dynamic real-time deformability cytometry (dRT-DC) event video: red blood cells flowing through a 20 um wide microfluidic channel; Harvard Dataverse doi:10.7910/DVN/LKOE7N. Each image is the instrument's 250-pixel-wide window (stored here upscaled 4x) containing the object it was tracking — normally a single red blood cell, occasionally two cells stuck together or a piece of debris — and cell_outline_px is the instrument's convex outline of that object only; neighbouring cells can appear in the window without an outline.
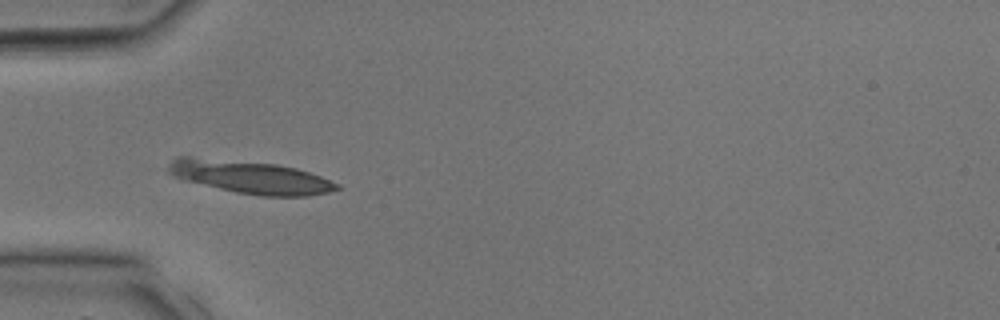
{"species": "common noctule bat (a hibernating species)", "species_latin": "Nyctalus noctula", "temperature_condition": "room temperature", "stored_images_in_passage": 23, "camera_frame_rate_fps": 3000, "um_per_image_px": 0.085, "animal": {"sex": "male", "body_mass_g": 17.9, "forearm_length_mm": 54.2}, "frame": {"image": 1, "passage_image": 1, "time_ms": 0.0, "image_size_px": [1000, 320], "cell_outline_px": [[340, 188], [328, 192], [308, 196], [260, 196], [236, 192], [184, 180], [172, 176], [168, 172], [168, 168], [172, 160], [176, 156], [188, 156], [276, 164], [296, 168], [320, 176], [340, 184]], "centroid_in_image_um": [21.26, 15.05], "position_along_channel_um": 63.7, "area_um2": 32.08}}
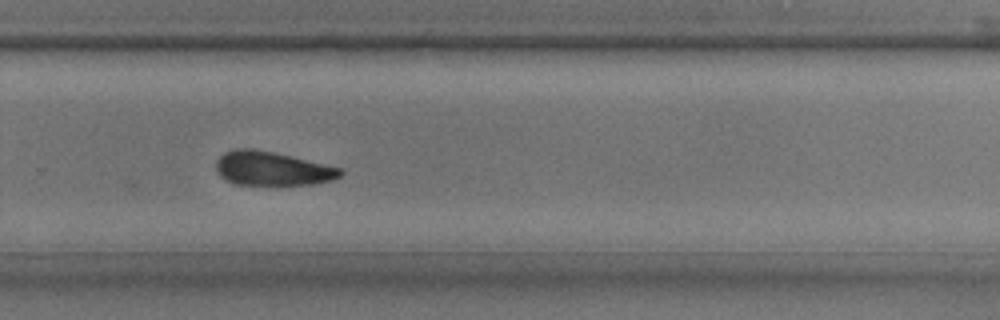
{"frame": {"image": 2, "passage_image": 13, "time_ms": 4.0, "image_size_px": [1000, 320], "cell_outline_px": [[344, 172], [340, 176], [332, 180], [312, 184], [236, 184], [224, 180], [220, 176], [216, 168], [216, 160], [224, 152], [236, 148], [252, 148], [272, 152], [340, 168]], "centroid_in_image_um": [23.08, 14.32], "position_along_channel_um": 306.7, "area_um2": 24.22}}
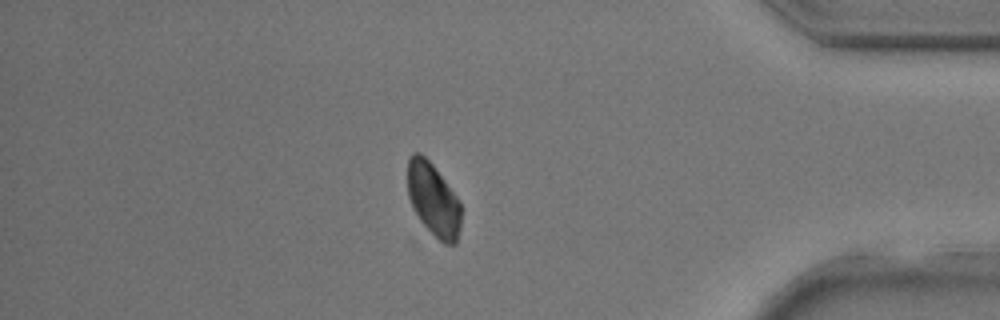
{"frame": {"image": 3, "passage_image": 19, "time_ms": 6.0, "image_size_px": [1000, 320], "cell_outline_px": [[460, 228], [456, 244], [444, 244], [420, 220], [408, 196], [408, 156], [412, 152], [420, 152], [432, 164], [456, 196], [460, 204]], "centroid_in_image_um": [36.82, 16.94], "position_along_channel_um": 398.4, "area_um2": 22.31}}